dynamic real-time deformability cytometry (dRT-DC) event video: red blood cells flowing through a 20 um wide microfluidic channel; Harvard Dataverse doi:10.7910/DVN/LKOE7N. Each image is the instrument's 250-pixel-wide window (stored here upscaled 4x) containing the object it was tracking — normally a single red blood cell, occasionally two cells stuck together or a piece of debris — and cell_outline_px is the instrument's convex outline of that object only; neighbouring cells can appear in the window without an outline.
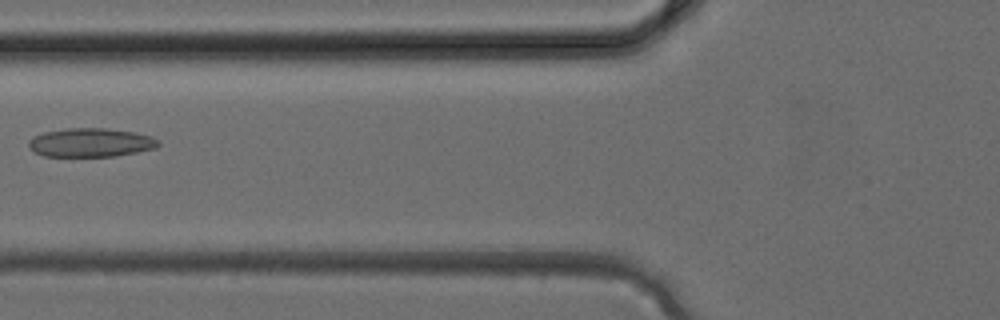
{"species": "common noctule bat (a hibernating species)", "species_latin": "Nyctalus noctula", "temperature_condition": "cold", "stored_images_in_passage": 29, "camera_frame_rate_fps": 3000, "um_per_image_px": 0.085, "animal": {"sex": "female", "body_mass_g": 24.6, "forearm_length_mm": 56.2}, "frame": {"image": 1, "passage_image": 8, "time_ms": 2.333, "image_size_px": [1000, 320], "cell_outline_px": [[160, 144], [156, 148], [116, 156], [44, 156], [28, 148], [28, 140], [32, 136], [44, 132], [68, 128], [104, 128], [132, 132], [152, 136], [160, 140]], "centroid_in_image_um": [7.7, 12.11], "position_along_channel_um": 118.1, "area_um2": 21.79}}
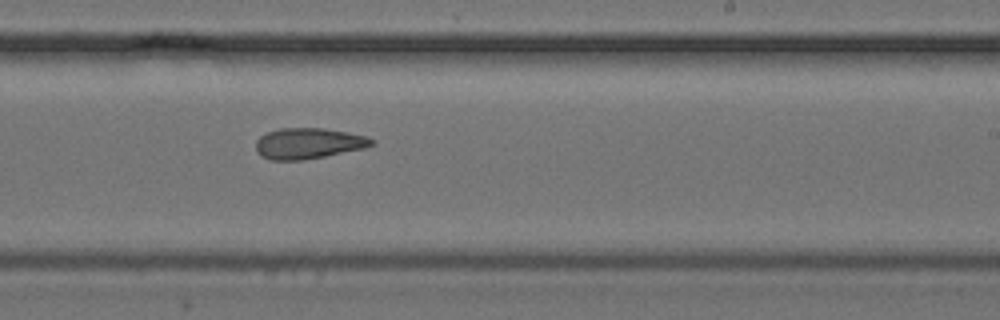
{"frame": {"image": 2, "passage_image": 16, "time_ms": 5.0, "image_size_px": [1000, 320], "cell_outline_px": [[376, 144], [364, 148], [304, 160], [272, 160], [260, 156], [256, 152], [256, 140], [260, 136], [268, 132], [280, 128], [324, 128], [348, 132], [368, 136], [376, 140]], "centroid_in_image_um": [26.23, 12.18], "position_along_channel_um": 262.8, "area_um2": 20.98}}
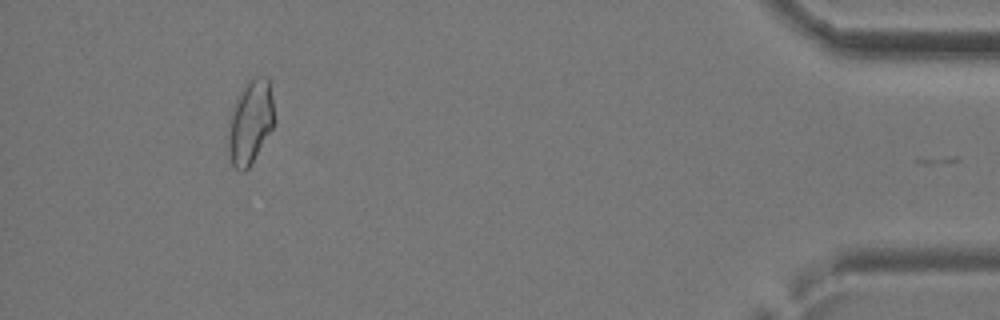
{"frame": {"image": 3, "passage_image": 28, "time_ms": 9.0, "image_size_px": [1000, 320], "cell_outline_px": [[276, 124], [248, 168], [244, 172], [240, 172], [232, 164], [228, 148], [228, 120], [236, 96], [248, 80], [256, 76], [264, 76], [268, 80], [276, 120]], "centroid_in_image_um": [21.27, 10.37], "position_along_channel_um": 413.9, "area_um2": 22.83}}